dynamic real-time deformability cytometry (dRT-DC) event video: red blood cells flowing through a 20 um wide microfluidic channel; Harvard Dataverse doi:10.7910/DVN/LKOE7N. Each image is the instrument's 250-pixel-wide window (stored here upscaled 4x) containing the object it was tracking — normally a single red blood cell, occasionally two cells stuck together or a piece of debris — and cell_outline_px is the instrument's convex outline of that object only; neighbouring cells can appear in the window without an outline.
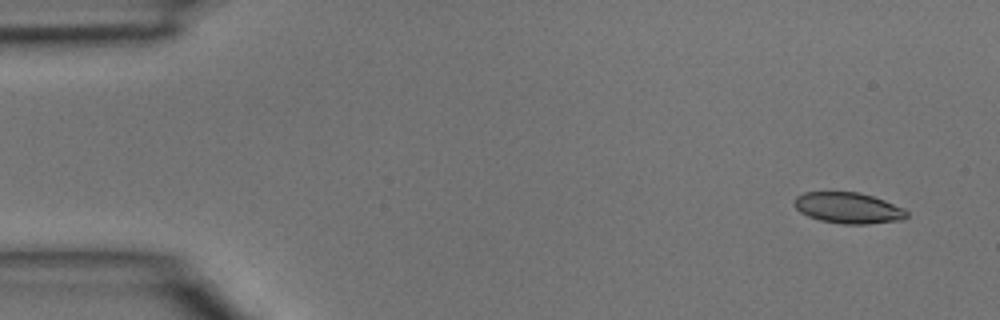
{"species": "common noctule bat (a hibernating species)", "species_latin": "Nyctalus noctula", "temperature_condition": "room temperature", "stored_images_in_passage": 4, "camera_frame_rate_fps": 3000, "um_per_image_px": 0.085, "animal": {"sex": "male", "body_mass_g": 15.6}, "frame": {"image": 1, "passage_image": 1, "time_ms": 0.0, "image_size_px": [1000, 320], "cell_outline_px": [[908, 216], [904, 220], [868, 224], [844, 224], [820, 220], [808, 216], [800, 212], [792, 204], [796, 196], [804, 192], [860, 192], [884, 200], [904, 208], [908, 212]], "centroid_in_image_um": [72.11, 17.68], "position_along_channel_um": 12.9, "area_um2": 20.46}}
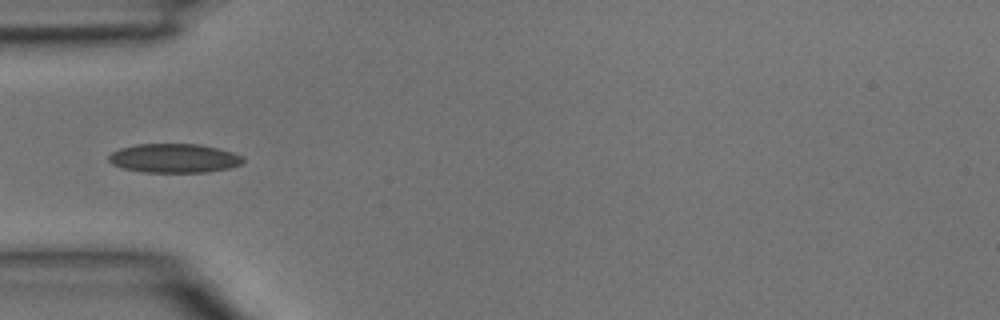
{"frame": {"image": 2, "passage_image": 4, "time_ms": 1.0, "image_size_px": [1000, 320], "cell_outline_px": [[244, 160], [240, 164], [228, 168], [208, 172], [144, 172], [124, 168], [112, 164], [108, 160], [108, 156], [112, 152], [120, 148], [136, 144], [200, 144], [220, 148], [244, 156]], "centroid_in_image_um": [14.81, 13.44], "position_along_channel_um": 70.2, "area_um2": 22.77}}